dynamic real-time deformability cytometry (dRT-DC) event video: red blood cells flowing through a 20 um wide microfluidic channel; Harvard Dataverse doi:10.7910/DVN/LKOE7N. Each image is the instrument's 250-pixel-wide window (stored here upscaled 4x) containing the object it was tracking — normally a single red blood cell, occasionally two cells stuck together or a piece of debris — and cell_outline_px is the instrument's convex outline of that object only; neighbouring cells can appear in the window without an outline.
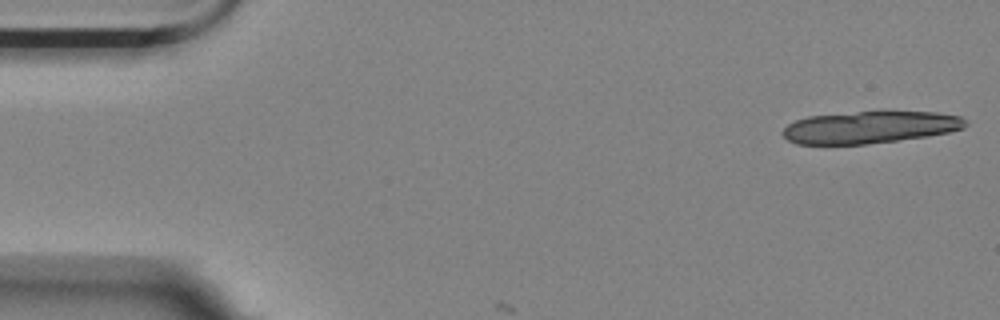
{"species": "Egyptian fruit bat (a non-hibernating species)", "species_latin": "Rousettus aegyptiacus", "temperature_condition": "room temperature", "stored_images_in_passage": 5, "camera_frame_rate_fps": 3000, "um_per_image_px": 0.085, "animal": {"sex": "female"}, "frame": {"image": 1, "passage_image": 1, "time_ms": 0.0, "image_size_px": [1000, 320], "cell_outline_px": [[968, 124], [964, 128], [948, 132], [928, 136], [868, 144], [796, 144], [788, 140], [780, 132], [788, 124], [796, 120], [808, 116], [856, 112], [936, 112], [960, 116], [968, 120]], "centroid_in_image_um": [73.95, 10.82], "position_along_channel_um": 11.1, "area_um2": 34.16}}